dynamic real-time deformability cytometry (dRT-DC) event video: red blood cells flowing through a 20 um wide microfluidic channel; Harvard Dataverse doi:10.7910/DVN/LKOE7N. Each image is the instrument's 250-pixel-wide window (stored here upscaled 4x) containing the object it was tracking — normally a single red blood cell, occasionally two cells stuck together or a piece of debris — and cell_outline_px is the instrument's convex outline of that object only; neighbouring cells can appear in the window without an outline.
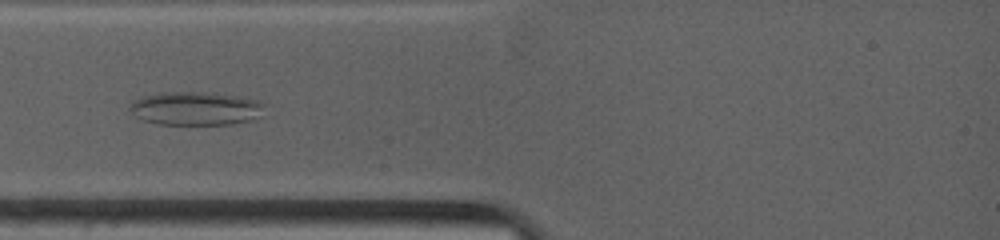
{"species": "common noctule bat (a hibernating species)", "species_latin": "Nyctalus noctula", "temperature_condition": "warm", "stored_images_in_passage": 10, "camera_frame_rate_fps": 4500, "um_per_image_px": 0.085, "animal": {"sex": "female", "body_mass_g": 19.0, "forearm_length_mm": 53.3}, "frame": {"image": 1, "passage_image": 7, "time_ms": 2.222, "image_size_px": [1000, 240], "cell_outline_px": [[264, 104], [256, 116], [248, 120], [232, 124], [160, 124], [144, 120], [136, 116], [128, 108], [140, 96], [160, 92], [212, 92], [236, 96], [256, 100]], "centroid_in_image_um": [16.56, 9.2], "position_along_channel_um": 68.4, "area_um2": 25.84}}
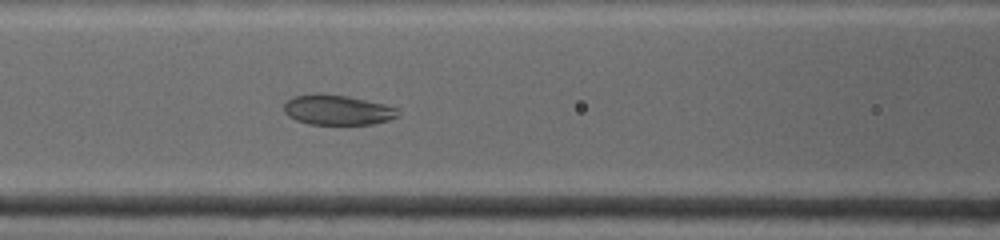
{"frame": {"image": 2, "passage_image": 10, "time_ms": 4.0, "image_size_px": [1000, 240], "cell_outline_px": [[400, 116], [388, 120], [372, 124], [308, 124], [296, 120], [288, 116], [284, 112], [284, 104], [292, 96], [348, 96], [384, 104], [400, 108]], "centroid_in_image_um": [28.75, 9.38], "position_along_channel_um": 137.8, "area_um2": 19.48}}